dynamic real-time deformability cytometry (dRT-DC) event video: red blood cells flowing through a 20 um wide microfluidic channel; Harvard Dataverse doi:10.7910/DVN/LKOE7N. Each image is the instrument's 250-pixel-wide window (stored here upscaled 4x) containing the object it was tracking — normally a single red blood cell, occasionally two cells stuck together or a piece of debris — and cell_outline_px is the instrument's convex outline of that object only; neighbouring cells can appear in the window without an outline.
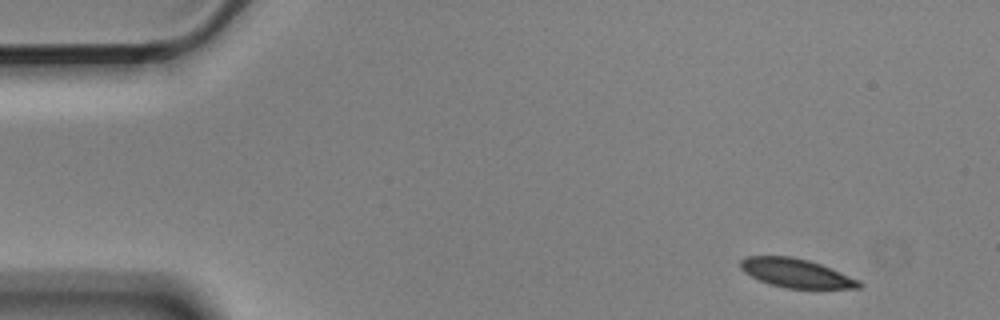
{"species": "Egyptian fruit bat (a non-hibernating species)", "species_latin": "Rousettus aegyptiacus", "temperature_condition": "cold", "stored_images_in_passage": 4, "camera_frame_rate_fps": 3000, "um_per_image_px": 0.085, "animal": {"sex": "male"}, "frame": {"image": 1, "passage_image": 4, "time_ms": 1.0, "image_size_px": [1000, 320], "cell_outline_px": [[864, 284], [860, 288], [784, 288], [768, 284], [744, 272], [740, 268], [740, 260], [748, 256], [792, 256], [808, 260], [820, 264], [860, 280]], "centroid_in_image_um": [67.67, 23.21], "position_along_channel_um": 17.3, "area_um2": 19.88}}